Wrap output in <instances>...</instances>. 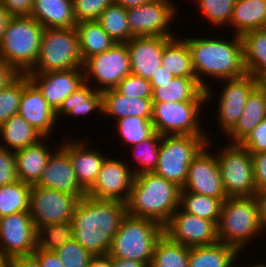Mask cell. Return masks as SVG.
<instances>
[{
    "label": "cell",
    "mask_w": 266,
    "mask_h": 267,
    "mask_svg": "<svg viewBox=\"0 0 266 267\" xmlns=\"http://www.w3.org/2000/svg\"><path fill=\"white\" fill-rule=\"evenodd\" d=\"M126 215V203L86 195L78 201L72 215L74 240L93 256L108 255Z\"/></svg>",
    "instance_id": "obj_1"
},
{
    "label": "cell",
    "mask_w": 266,
    "mask_h": 267,
    "mask_svg": "<svg viewBox=\"0 0 266 267\" xmlns=\"http://www.w3.org/2000/svg\"><path fill=\"white\" fill-rule=\"evenodd\" d=\"M185 38L191 55L193 71L198 82L205 88L206 104L212 100L213 89L205 77L218 81L242 77L246 74L243 59V44L240 35L225 38ZM221 38V39H220ZM223 39V40H222ZM230 40V41H229ZM205 81V82H204ZM212 91V92H211Z\"/></svg>",
    "instance_id": "obj_2"
},
{
    "label": "cell",
    "mask_w": 266,
    "mask_h": 267,
    "mask_svg": "<svg viewBox=\"0 0 266 267\" xmlns=\"http://www.w3.org/2000/svg\"><path fill=\"white\" fill-rule=\"evenodd\" d=\"M180 191L176 183L153 172L135 175L126 202L127 215L150 219L164 227L179 208Z\"/></svg>",
    "instance_id": "obj_3"
},
{
    "label": "cell",
    "mask_w": 266,
    "mask_h": 267,
    "mask_svg": "<svg viewBox=\"0 0 266 267\" xmlns=\"http://www.w3.org/2000/svg\"><path fill=\"white\" fill-rule=\"evenodd\" d=\"M264 232L266 233L259 221L254 196L228 197L223 201L217 223L219 242L232 246L241 253L245 246H249L252 240H256Z\"/></svg>",
    "instance_id": "obj_4"
},
{
    "label": "cell",
    "mask_w": 266,
    "mask_h": 267,
    "mask_svg": "<svg viewBox=\"0 0 266 267\" xmlns=\"http://www.w3.org/2000/svg\"><path fill=\"white\" fill-rule=\"evenodd\" d=\"M43 31L31 16L11 17L0 43V58L27 74L38 59Z\"/></svg>",
    "instance_id": "obj_5"
},
{
    "label": "cell",
    "mask_w": 266,
    "mask_h": 267,
    "mask_svg": "<svg viewBox=\"0 0 266 267\" xmlns=\"http://www.w3.org/2000/svg\"><path fill=\"white\" fill-rule=\"evenodd\" d=\"M163 234L164 227L157 222L126 215L113 237L108 255L144 262L150 267L156 242Z\"/></svg>",
    "instance_id": "obj_6"
},
{
    "label": "cell",
    "mask_w": 266,
    "mask_h": 267,
    "mask_svg": "<svg viewBox=\"0 0 266 267\" xmlns=\"http://www.w3.org/2000/svg\"><path fill=\"white\" fill-rule=\"evenodd\" d=\"M208 140L207 135H161L158 164L153 173L183 188L190 163Z\"/></svg>",
    "instance_id": "obj_7"
},
{
    "label": "cell",
    "mask_w": 266,
    "mask_h": 267,
    "mask_svg": "<svg viewBox=\"0 0 266 267\" xmlns=\"http://www.w3.org/2000/svg\"><path fill=\"white\" fill-rule=\"evenodd\" d=\"M78 35L74 28H44L38 59L28 73L83 68Z\"/></svg>",
    "instance_id": "obj_8"
},
{
    "label": "cell",
    "mask_w": 266,
    "mask_h": 267,
    "mask_svg": "<svg viewBox=\"0 0 266 267\" xmlns=\"http://www.w3.org/2000/svg\"><path fill=\"white\" fill-rule=\"evenodd\" d=\"M216 158L227 197H252L257 192L252 154L241 144L227 143Z\"/></svg>",
    "instance_id": "obj_9"
},
{
    "label": "cell",
    "mask_w": 266,
    "mask_h": 267,
    "mask_svg": "<svg viewBox=\"0 0 266 267\" xmlns=\"http://www.w3.org/2000/svg\"><path fill=\"white\" fill-rule=\"evenodd\" d=\"M206 101L153 103L152 123L160 135H207L202 128L201 112Z\"/></svg>",
    "instance_id": "obj_10"
},
{
    "label": "cell",
    "mask_w": 266,
    "mask_h": 267,
    "mask_svg": "<svg viewBox=\"0 0 266 267\" xmlns=\"http://www.w3.org/2000/svg\"><path fill=\"white\" fill-rule=\"evenodd\" d=\"M85 82L97 91L114 89L131 73L130 56L126 43L115 44L105 52L91 56L84 62ZM97 85V87L95 86Z\"/></svg>",
    "instance_id": "obj_11"
},
{
    "label": "cell",
    "mask_w": 266,
    "mask_h": 267,
    "mask_svg": "<svg viewBox=\"0 0 266 267\" xmlns=\"http://www.w3.org/2000/svg\"><path fill=\"white\" fill-rule=\"evenodd\" d=\"M173 3L174 0H152L140 7L126 9L132 36H177L171 31L173 26L170 28V24L174 23L178 15V8Z\"/></svg>",
    "instance_id": "obj_12"
},
{
    "label": "cell",
    "mask_w": 266,
    "mask_h": 267,
    "mask_svg": "<svg viewBox=\"0 0 266 267\" xmlns=\"http://www.w3.org/2000/svg\"><path fill=\"white\" fill-rule=\"evenodd\" d=\"M79 199L56 189L32 185L30 190L29 213L33 225L72 221V215Z\"/></svg>",
    "instance_id": "obj_13"
},
{
    "label": "cell",
    "mask_w": 266,
    "mask_h": 267,
    "mask_svg": "<svg viewBox=\"0 0 266 267\" xmlns=\"http://www.w3.org/2000/svg\"><path fill=\"white\" fill-rule=\"evenodd\" d=\"M107 156L101 165L97 179L86 195L96 199L127 202L135 180L130 168L133 164ZM130 166V167H129Z\"/></svg>",
    "instance_id": "obj_14"
},
{
    "label": "cell",
    "mask_w": 266,
    "mask_h": 267,
    "mask_svg": "<svg viewBox=\"0 0 266 267\" xmlns=\"http://www.w3.org/2000/svg\"><path fill=\"white\" fill-rule=\"evenodd\" d=\"M37 248V229L29 212L0 218V252L11 259L33 255Z\"/></svg>",
    "instance_id": "obj_15"
},
{
    "label": "cell",
    "mask_w": 266,
    "mask_h": 267,
    "mask_svg": "<svg viewBox=\"0 0 266 267\" xmlns=\"http://www.w3.org/2000/svg\"><path fill=\"white\" fill-rule=\"evenodd\" d=\"M211 142V139L208 140L207 145L190 163L187 179L182 189L224 201L228 197L223 187L216 152L211 154L209 151L211 149H208L212 146Z\"/></svg>",
    "instance_id": "obj_16"
},
{
    "label": "cell",
    "mask_w": 266,
    "mask_h": 267,
    "mask_svg": "<svg viewBox=\"0 0 266 267\" xmlns=\"http://www.w3.org/2000/svg\"><path fill=\"white\" fill-rule=\"evenodd\" d=\"M180 208V209H179ZM164 226V234L184 246H204L218 242L217 224L185 212L180 206Z\"/></svg>",
    "instance_id": "obj_17"
},
{
    "label": "cell",
    "mask_w": 266,
    "mask_h": 267,
    "mask_svg": "<svg viewBox=\"0 0 266 267\" xmlns=\"http://www.w3.org/2000/svg\"><path fill=\"white\" fill-rule=\"evenodd\" d=\"M220 81L219 83H225V87L223 88L222 86L223 90L219 95L216 117L223 135H226L237 123L243 113L249 95L260 82L247 73L239 78Z\"/></svg>",
    "instance_id": "obj_18"
},
{
    "label": "cell",
    "mask_w": 266,
    "mask_h": 267,
    "mask_svg": "<svg viewBox=\"0 0 266 267\" xmlns=\"http://www.w3.org/2000/svg\"><path fill=\"white\" fill-rule=\"evenodd\" d=\"M67 139V140H66ZM64 138L57 149H52L47 165L36 186L56 189L77 197L79 200L86 196V191L79 184L72 162L69 157V141ZM65 140V141H64ZM59 147V148H58Z\"/></svg>",
    "instance_id": "obj_19"
},
{
    "label": "cell",
    "mask_w": 266,
    "mask_h": 267,
    "mask_svg": "<svg viewBox=\"0 0 266 267\" xmlns=\"http://www.w3.org/2000/svg\"><path fill=\"white\" fill-rule=\"evenodd\" d=\"M27 76L41 91L55 112L60 108L66 97L85 83L83 68L27 73Z\"/></svg>",
    "instance_id": "obj_20"
},
{
    "label": "cell",
    "mask_w": 266,
    "mask_h": 267,
    "mask_svg": "<svg viewBox=\"0 0 266 267\" xmlns=\"http://www.w3.org/2000/svg\"><path fill=\"white\" fill-rule=\"evenodd\" d=\"M18 114L25 118L43 137L52 136L57 124L56 112L48 104L37 86L22 74V96ZM54 130V131H53Z\"/></svg>",
    "instance_id": "obj_21"
},
{
    "label": "cell",
    "mask_w": 266,
    "mask_h": 267,
    "mask_svg": "<svg viewBox=\"0 0 266 267\" xmlns=\"http://www.w3.org/2000/svg\"><path fill=\"white\" fill-rule=\"evenodd\" d=\"M171 39L162 36H143L129 40L126 45L131 73L150 80L162 66V53Z\"/></svg>",
    "instance_id": "obj_22"
},
{
    "label": "cell",
    "mask_w": 266,
    "mask_h": 267,
    "mask_svg": "<svg viewBox=\"0 0 266 267\" xmlns=\"http://www.w3.org/2000/svg\"><path fill=\"white\" fill-rule=\"evenodd\" d=\"M69 140V157L74 168L76 178L81 187L87 192L97 179L106 154L97 149L88 148L89 142L85 139Z\"/></svg>",
    "instance_id": "obj_23"
},
{
    "label": "cell",
    "mask_w": 266,
    "mask_h": 267,
    "mask_svg": "<svg viewBox=\"0 0 266 267\" xmlns=\"http://www.w3.org/2000/svg\"><path fill=\"white\" fill-rule=\"evenodd\" d=\"M151 98L128 97L114 89L102 92V115L119 120L127 116L152 119Z\"/></svg>",
    "instance_id": "obj_24"
},
{
    "label": "cell",
    "mask_w": 266,
    "mask_h": 267,
    "mask_svg": "<svg viewBox=\"0 0 266 267\" xmlns=\"http://www.w3.org/2000/svg\"><path fill=\"white\" fill-rule=\"evenodd\" d=\"M266 119V86L260 83L249 95L243 113L226 134L231 144H241L252 130Z\"/></svg>",
    "instance_id": "obj_25"
},
{
    "label": "cell",
    "mask_w": 266,
    "mask_h": 267,
    "mask_svg": "<svg viewBox=\"0 0 266 267\" xmlns=\"http://www.w3.org/2000/svg\"><path fill=\"white\" fill-rule=\"evenodd\" d=\"M44 137L34 145L15 151L16 174L20 181L35 185L45 169L53 151L46 145ZM45 142V143H44Z\"/></svg>",
    "instance_id": "obj_26"
},
{
    "label": "cell",
    "mask_w": 266,
    "mask_h": 267,
    "mask_svg": "<svg viewBox=\"0 0 266 267\" xmlns=\"http://www.w3.org/2000/svg\"><path fill=\"white\" fill-rule=\"evenodd\" d=\"M152 103L206 101L205 88L196 78L175 77L153 88Z\"/></svg>",
    "instance_id": "obj_27"
},
{
    "label": "cell",
    "mask_w": 266,
    "mask_h": 267,
    "mask_svg": "<svg viewBox=\"0 0 266 267\" xmlns=\"http://www.w3.org/2000/svg\"><path fill=\"white\" fill-rule=\"evenodd\" d=\"M44 28H74L72 0H33L30 15Z\"/></svg>",
    "instance_id": "obj_28"
},
{
    "label": "cell",
    "mask_w": 266,
    "mask_h": 267,
    "mask_svg": "<svg viewBox=\"0 0 266 267\" xmlns=\"http://www.w3.org/2000/svg\"><path fill=\"white\" fill-rule=\"evenodd\" d=\"M241 39L246 73L263 83L266 80V28L247 31Z\"/></svg>",
    "instance_id": "obj_29"
},
{
    "label": "cell",
    "mask_w": 266,
    "mask_h": 267,
    "mask_svg": "<svg viewBox=\"0 0 266 267\" xmlns=\"http://www.w3.org/2000/svg\"><path fill=\"white\" fill-rule=\"evenodd\" d=\"M0 147L18 151L39 142L44 137L25 118L15 114L0 126Z\"/></svg>",
    "instance_id": "obj_30"
},
{
    "label": "cell",
    "mask_w": 266,
    "mask_h": 267,
    "mask_svg": "<svg viewBox=\"0 0 266 267\" xmlns=\"http://www.w3.org/2000/svg\"><path fill=\"white\" fill-rule=\"evenodd\" d=\"M94 111L102 114V92L94 89L90 84L84 83L71 95L65 98L56 111L57 121L62 116L66 118L90 115Z\"/></svg>",
    "instance_id": "obj_31"
},
{
    "label": "cell",
    "mask_w": 266,
    "mask_h": 267,
    "mask_svg": "<svg viewBox=\"0 0 266 267\" xmlns=\"http://www.w3.org/2000/svg\"><path fill=\"white\" fill-rule=\"evenodd\" d=\"M240 253L232 246L223 242L211 245L190 247L189 267H237Z\"/></svg>",
    "instance_id": "obj_32"
},
{
    "label": "cell",
    "mask_w": 266,
    "mask_h": 267,
    "mask_svg": "<svg viewBox=\"0 0 266 267\" xmlns=\"http://www.w3.org/2000/svg\"><path fill=\"white\" fill-rule=\"evenodd\" d=\"M230 26L236 35L266 28V0H236Z\"/></svg>",
    "instance_id": "obj_33"
},
{
    "label": "cell",
    "mask_w": 266,
    "mask_h": 267,
    "mask_svg": "<svg viewBox=\"0 0 266 267\" xmlns=\"http://www.w3.org/2000/svg\"><path fill=\"white\" fill-rule=\"evenodd\" d=\"M75 29L83 62L91 56L107 51L116 44L97 21L77 23Z\"/></svg>",
    "instance_id": "obj_34"
},
{
    "label": "cell",
    "mask_w": 266,
    "mask_h": 267,
    "mask_svg": "<svg viewBox=\"0 0 266 267\" xmlns=\"http://www.w3.org/2000/svg\"><path fill=\"white\" fill-rule=\"evenodd\" d=\"M162 67L174 77L196 78L187 42L179 36H175L165 45Z\"/></svg>",
    "instance_id": "obj_35"
},
{
    "label": "cell",
    "mask_w": 266,
    "mask_h": 267,
    "mask_svg": "<svg viewBox=\"0 0 266 267\" xmlns=\"http://www.w3.org/2000/svg\"><path fill=\"white\" fill-rule=\"evenodd\" d=\"M190 247L171 241L165 234L156 242L150 267H189Z\"/></svg>",
    "instance_id": "obj_36"
},
{
    "label": "cell",
    "mask_w": 266,
    "mask_h": 267,
    "mask_svg": "<svg viewBox=\"0 0 266 267\" xmlns=\"http://www.w3.org/2000/svg\"><path fill=\"white\" fill-rule=\"evenodd\" d=\"M32 185L19 179L0 186V218L19 212H29Z\"/></svg>",
    "instance_id": "obj_37"
},
{
    "label": "cell",
    "mask_w": 266,
    "mask_h": 267,
    "mask_svg": "<svg viewBox=\"0 0 266 267\" xmlns=\"http://www.w3.org/2000/svg\"><path fill=\"white\" fill-rule=\"evenodd\" d=\"M223 201L219 198L196 194L181 188L179 206L188 213L218 223Z\"/></svg>",
    "instance_id": "obj_38"
},
{
    "label": "cell",
    "mask_w": 266,
    "mask_h": 267,
    "mask_svg": "<svg viewBox=\"0 0 266 267\" xmlns=\"http://www.w3.org/2000/svg\"><path fill=\"white\" fill-rule=\"evenodd\" d=\"M97 22L116 44L127 43L133 38L126 9L121 5L112 3L100 14Z\"/></svg>",
    "instance_id": "obj_39"
},
{
    "label": "cell",
    "mask_w": 266,
    "mask_h": 267,
    "mask_svg": "<svg viewBox=\"0 0 266 267\" xmlns=\"http://www.w3.org/2000/svg\"><path fill=\"white\" fill-rule=\"evenodd\" d=\"M161 146V135L156 131L141 143L131 146L133 157L137 160L134 167H130L135 175L142 173L154 172L159 157V149Z\"/></svg>",
    "instance_id": "obj_40"
},
{
    "label": "cell",
    "mask_w": 266,
    "mask_h": 267,
    "mask_svg": "<svg viewBox=\"0 0 266 267\" xmlns=\"http://www.w3.org/2000/svg\"><path fill=\"white\" fill-rule=\"evenodd\" d=\"M152 119L127 116L116 120L115 128L126 147H131L149 138L154 132Z\"/></svg>",
    "instance_id": "obj_41"
},
{
    "label": "cell",
    "mask_w": 266,
    "mask_h": 267,
    "mask_svg": "<svg viewBox=\"0 0 266 267\" xmlns=\"http://www.w3.org/2000/svg\"><path fill=\"white\" fill-rule=\"evenodd\" d=\"M74 239L72 221L42 225L37 229V248L56 251Z\"/></svg>",
    "instance_id": "obj_42"
},
{
    "label": "cell",
    "mask_w": 266,
    "mask_h": 267,
    "mask_svg": "<svg viewBox=\"0 0 266 267\" xmlns=\"http://www.w3.org/2000/svg\"><path fill=\"white\" fill-rule=\"evenodd\" d=\"M192 1V0H191ZM200 8L203 17L215 28L230 25L236 0H193Z\"/></svg>",
    "instance_id": "obj_43"
},
{
    "label": "cell",
    "mask_w": 266,
    "mask_h": 267,
    "mask_svg": "<svg viewBox=\"0 0 266 267\" xmlns=\"http://www.w3.org/2000/svg\"><path fill=\"white\" fill-rule=\"evenodd\" d=\"M22 96V74L0 90V126L11 116L18 114Z\"/></svg>",
    "instance_id": "obj_44"
},
{
    "label": "cell",
    "mask_w": 266,
    "mask_h": 267,
    "mask_svg": "<svg viewBox=\"0 0 266 267\" xmlns=\"http://www.w3.org/2000/svg\"><path fill=\"white\" fill-rule=\"evenodd\" d=\"M55 252L64 267H88L91 259L94 257L74 239Z\"/></svg>",
    "instance_id": "obj_45"
},
{
    "label": "cell",
    "mask_w": 266,
    "mask_h": 267,
    "mask_svg": "<svg viewBox=\"0 0 266 267\" xmlns=\"http://www.w3.org/2000/svg\"><path fill=\"white\" fill-rule=\"evenodd\" d=\"M112 3V0H72L76 23L97 21L100 14Z\"/></svg>",
    "instance_id": "obj_46"
},
{
    "label": "cell",
    "mask_w": 266,
    "mask_h": 267,
    "mask_svg": "<svg viewBox=\"0 0 266 267\" xmlns=\"http://www.w3.org/2000/svg\"><path fill=\"white\" fill-rule=\"evenodd\" d=\"M115 89L128 97L152 98V86L148 79L128 74Z\"/></svg>",
    "instance_id": "obj_47"
},
{
    "label": "cell",
    "mask_w": 266,
    "mask_h": 267,
    "mask_svg": "<svg viewBox=\"0 0 266 267\" xmlns=\"http://www.w3.org/2000/svg\"><path fill=\"white\" fill-rule=\"evenodd\" d=\"M16 157L13 151L0 147V186L17 181Z\"/></svg>",
    "instance_id": "obj_48"
},
{
    "label": "cell",
    "mask_w": 266,
    "mask_h": 267,
    "mask_svg": "<svg viewBox=\"0 0 266 267\" xmlns=\"http://www.w3.org/2000/svg\"><path fill=\"white\" fill-rule=\"evenodd\" d=\"M251 154L266 151V119L261 121L241 143Z\"/></svg>",
    "instance_id": "obj_49"
},
{
    "label": "cell",
    "mask_w": 266,
    "mask_h": 267,
    "mask_svg": "<svg viewBox=\"0 0 266 267\" xmlns=\"http://www.w3.org/2000/svg\"><path fill=\"white\" fill-rule=\"evenodd\" d=\"M252 157L257 192L266 191V151L252 153Z\"/></svg>",
    "instance_id": "obj_50"
},
{
    "label": "cell",
    "mask_w": 266,
    "mask_h": 267,
    "mask_svg": "<svg viewBox=\"0 0 266 267\" xmlns=\"http://www.w3.org/2000/svg\"><path fill=\"white\" fill-rule=\"evenodd\" d=\"M1 5L11 17L30 16L33 0H0Z\"/></svg>",
    "instance_id": "obj_51"
},
{
    "label": "cell",
    "mask_w": 266,
    "mask_h": 267,
    "mask_svg": "<svg viewBox=\"0 0 266 267\" xmlns=\"http://www.w3.org/2000/svg\"><path fill=\"white\" fill-rule=\"evenodd\" d=\"M33 255L38 259L42 267H64L55 251L36 248Z\"/></svg>",
    "instance_id": "obj_52"
},
{
    "label": "cell",
    "mask_w": 266,
    "mask_h": 267,
    "mask_svg": "<svg viewBox=\"0 0 266 267\" xmlns=\"http://www.w3.org/2000/svg\"><path fill=\"white\" fill-rule=\"evenodd\" d=\"M20 73L5 60L0 58V90L12 83Z\"/></svg>",
    "instance_id": "obj_53"
},
{
    "label": "cell",
    "mask_w": 266,
    "mask_h": 267,
    "mask_svg": "<svg viewBox=\"0 0 266 267\" xmlns=\"http://www.w3.org/2000/svg\"><path fill=\"white\" fill-rule=\"evenodd\" d=\"M254 197L258 205L259 221L264 229L266 230V191L256 192Z\"/></svg>",
    "instance_id": "obj_54"
},
{
    "label": "cell",
    "mask_w": 266,
    "mask_h": 267,
    "mask_svg": "<svg viewBox=\"0 0 266 267\" xmlns=\"http://www.w3.org/2000/svg\"><path fill=\"white\" fill-rule=\"evenodd\" d=\"M11 267H42L34 255L19 256L11 260Z\"/></svg>",
    "instance_id": "obj_55"
},
{
    "label": "cell",
    "mask_w": 266,
    "mask_h": 267,
    "mask_svg": "<svg viewBox=\"0 0 266 267\" xmlns=\"http://www.w3.org/2000/svg\"><path fill=\"white\" fill-rule=\"evenodd\" d=\"M175 77L168 72L165 68L162 66L158 69L156 74L149 80L150 84L152 86V89L159 86V83H165L168 81H171Z\"/></svg>",
    "instance_id": "obj_56"
},
{
    "label": "cell",
    "mask_w": 266,
    "mask_h": 267,
    "mask_svg": "<svg viewBox=\"0 0 266 267\" xmlns=\"http://www.w3.org/2000/svg\"><path fill=\"white\" fill-rule=\"evenodd\" d=\"M88 267H113V258L109 255L94 256Z\"/></svg>",
    "instance_id": "obj_57"
},
{
    "label": "cell",
    "mask_w": 266,
    "mask_h": 267,
    "mask_svg": "<svg viewBox=\"0 0 266 267\" xmlns=\"http://www.w3.org/2000/svg\"><path fill=\"white\" fill-rule=\"evenodd\" d=\"M113 267H149L144 262L122 259V258H113Z\"/></svg>",
    "instance_id": "obj_58"
},
{
    "label": "cell",
    "mask_w": 266,
    "mask_h": 267,
    "mask_svg": "<svg viewBox=\"0 0 266 267\" xmlns=\"http://www.w3.org/2000/svg\"><path fill=\"white\" fill-rule=\"evenodd\" d=\"M151 1L152 0H112L114 4L121 5L125 9L140 7Z\"/></svg>",
    "instance_id": "obj_59"
},
{
    "label": "cell",
    "mask_w": 266,
    "mask_h": 267,
    "mask_svg": "<svg viewBox=\"0 0 266 267\" xmlns=\"http://www.w3.org/2000/svg\"><path fill=\"white\" fill-rule=\"evenodd\" d=\"M10 19L11 16L9 15L8 11L0 3V43Z\"/></svg>",
    "instance_id": "obj_60"
},
{
    "label": "cell",
    "mask_w": 266,
    "mask_h": 267,
    "mask_svg": "<svg viewBox=\"0 0 266 267\" xmlns=\"http://www.w3.org/2000/svg\"><path fill=\"white\" fill-rule=\"evenodd\" d=\"M11 258L0 252V267H11Z\"/></svg>",
    "instance_id": "obj_61"
},
{
    "label": "cell",
    "mask_w": 266,
    "mask_h": 267,
    "mask_svg": "<svg viewBox=\"0 0 266 267\" xmlns=\"http://www.w3.org/2000/svg\"><path fill=\"white\" fill-rule=\"evenodd\" d=\"M257 264H252V266H249V267H266V263H260V261H259V263L258 262H256ZM240 267V266H239ZM245 267V266H244ZM246 267H248V266H246Z\"/></svg>",
    "instance_id": "obj_62"
}]
</instances>
